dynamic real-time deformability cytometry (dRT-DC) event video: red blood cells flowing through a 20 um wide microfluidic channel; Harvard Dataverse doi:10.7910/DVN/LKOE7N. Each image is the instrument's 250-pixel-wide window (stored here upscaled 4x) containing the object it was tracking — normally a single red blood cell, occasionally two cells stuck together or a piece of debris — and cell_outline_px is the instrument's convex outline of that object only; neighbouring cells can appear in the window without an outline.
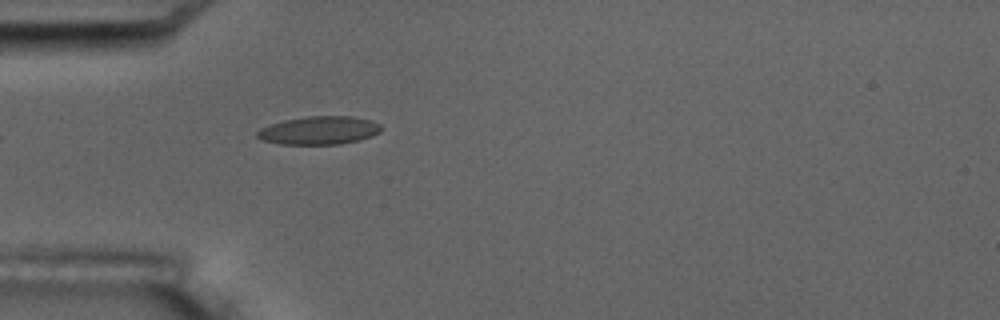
{"species": "common noctule bat (a hibernating species)", "species_latin": "Nyctalus noctula", "temperature_condition": "room temperature", "stored_images_in_passage": 3, "camera_frame_rate_fps": 3000, "um_per_image_px": 0.085, "animal": {"sex": "male", "body_mass_g": 17.5, "forearm_length_mm": 52.3}, "frame": {"image": 1, "passage_image": 3, "time_ms": 2.333, "image_size_px": [1000, 320], "cell_outline_px": [[380, 132], [372, 136], [340, 144], [280, 144], [260, 140], [256, 136], [256, 132], [260, 128], [284, 120], [308, 116], [352, 116], [372, 120], [380, 124]], "centroid_in_image_um": [27.1, 11.08], "position_along_channel_um": 57.9, "area_um2": 20.35}}